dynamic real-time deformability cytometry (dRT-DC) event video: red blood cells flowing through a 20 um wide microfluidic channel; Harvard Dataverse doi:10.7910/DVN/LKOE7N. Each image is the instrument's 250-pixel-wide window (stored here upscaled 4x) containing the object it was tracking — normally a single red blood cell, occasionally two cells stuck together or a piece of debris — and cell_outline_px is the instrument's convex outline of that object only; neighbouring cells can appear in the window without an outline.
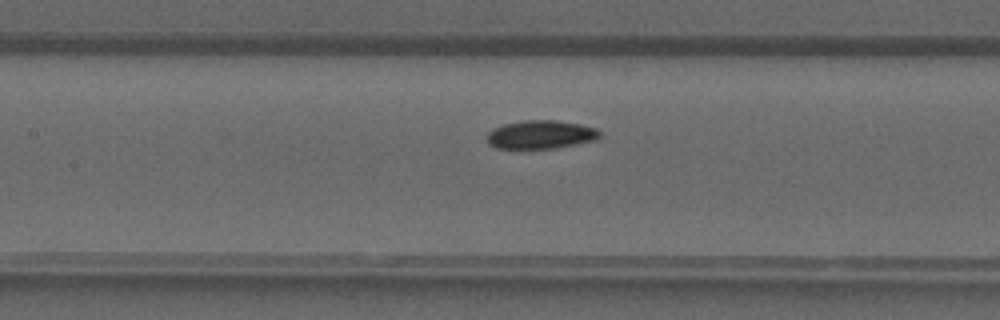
{"species": "common noctule bat (a hibernating species)", "species_latin": "Nyctalus noctula", "temperature_condition": "warm", "stored_images_in_passage": 37, "camera_frame_rate_fps": 3000, "um_per_image_px": 0.085, "animal": {"sex": "male", "forearm_length_mm": 52.5}, "frame": {"image": 1, "passage_image": 15, "time_ms": 4.667, "image_size_px": [1000, 320], "cell_outline_px": [[600, 136], [596, 140], [556, 148], [496, 148], [488, 144], [488, 132], [492, 128], [504, 124], [520, 120], [556, 120], [580, 124], [596, 128], [600, 132]], "centroid_in_image_um": [45.96, 11.43], "position_along_channel_um": 161.4, "area_um2": 18.73}}
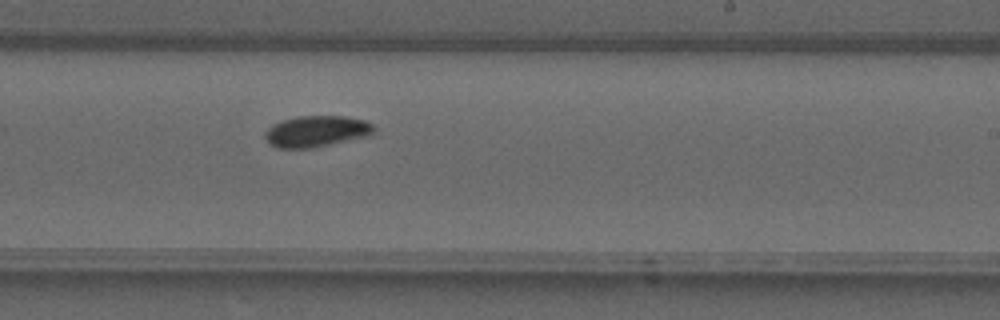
{"frame": {"image": 2, "passage_image": 21, "time_ms": 6.667, "image_size_px": [1000, 320], "cell_outline_px": [[372, 132], [364, 136], [312, 148], [276, 148], [264, 136], [264, 132], [272, 124], [284, 120], [300, 116], [344, 116], [364, 120], [372, 124]], "centroid_in_image_um": [26.83, 11.15], "position_along_channel_um": 262.2, "area_um2": 19.31}}
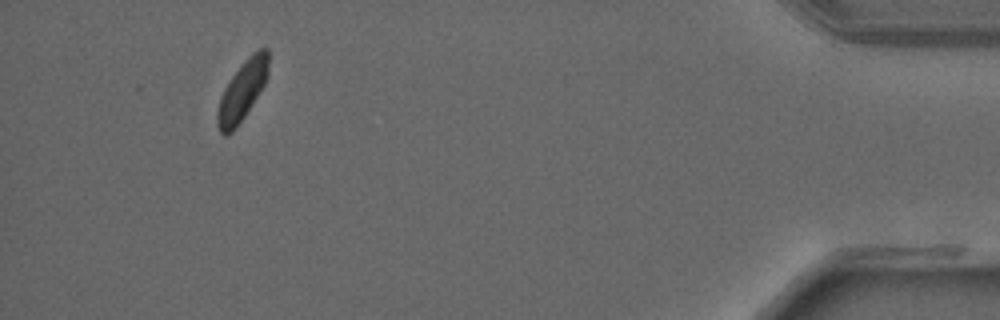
{"frame": {"image": 3, "passage_image": 34, "time_ms": 11.0, "image_size_px": [1000, 320], "cell_outline_px": [[268, 76], [264, 84], [244, 116], [236, 128], [232, 132], [224, 136], [220, 132], [216, 124], [216, 112], [220, 96], [228, 80], [244, 60], [252, 52], [260, 48], [268, 48]], "centroid_in_image_um": [20.56, 7.71], "position_along_channel_um": 414.6, "area_um2": 17.8}}